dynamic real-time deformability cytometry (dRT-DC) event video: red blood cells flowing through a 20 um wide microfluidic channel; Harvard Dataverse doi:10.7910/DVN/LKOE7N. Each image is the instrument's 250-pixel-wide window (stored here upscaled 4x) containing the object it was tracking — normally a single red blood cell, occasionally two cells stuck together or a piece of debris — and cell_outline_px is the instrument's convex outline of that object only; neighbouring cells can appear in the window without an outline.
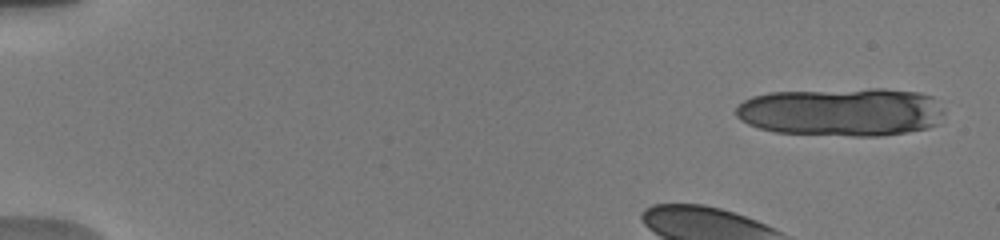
{"species": "human", "species_latin": "Homo sapiens", "temperature_condition": "warm", "stored_images_in_passage": 44, "camera_frame_rate_fps": 3000, "um_per_image_px": 0.085, "donor": {"sex": "male"}, "frame": {"image": 1, "passage_image": 2, "time_ms": 0.333, "image_size_px": [1000, 240], "cell_outline_px": [[944, 112], [936, 124], [928, 128], [880, 136], [852, 136], [776, 132], [760, 128], [748, 124], [740, 120], [736, 116], [736, 108], [744, 100], [752, 96], [768, 92], [868, 88], [884, 88], [920, 92], [932, 96], [944, 108]], "centroid_in_image_um": [71.54, 9.49], "position_along_channel_um": 13.5, "area_um2": 59.25}}
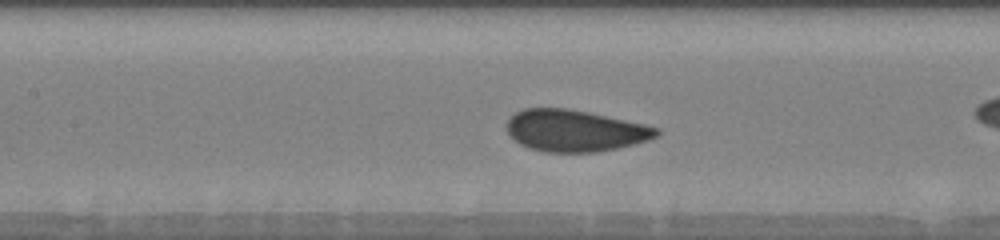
{"frame": {"image": 2, "passage_image": 22, "time_ms": 6.667, "image_size_px": [1000, 240], "cell_outline_px": [[660, 136], [648, 140], [620, 148], [596, 152], [544, 152], [528, 148], [520, 144], [504, 128], [508, 120], [516, 112], [524, 108], [568, 108], [588, 112], [644, 124], [660, 128]], "centroid_in_image_um": [48.88, 11.11], "position_along_channel_um": 158.5, "area_um2": 36.53}}
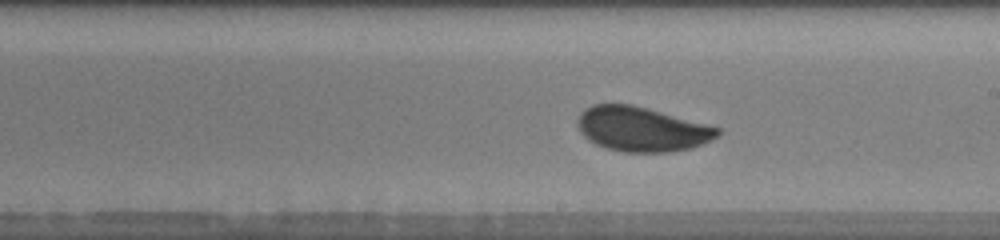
{"frame": {"image": 3, "passage_image": 29, "time_ms": 8.667, "image_size_px": [1000, 240], "cell_outline_px": [[720, 132], [712, 140], [692, 148], [668, 152], [624, 152], [608, 148], [596, 144], [588, 140], [580, 132], [576, 124], [576, 120], [580, 112], [584, 108], [592, 104], [632, 104], [648, 108], [720, 128]], "centroid_in_image_um": [54.5, 10.97], "position_along_channel_um": 234.5, "area_um2": 36.41}, "authors_computed_cell_mechanics": {"area_um2": 36.5874, "velocity_mm_per_s": 3.8028, "shape_relaxation_time_tau1_ms": 3.8005, "shape_relaxation_time_tau2_ms": null, "deformation_change_tau1": 0.103, "deformation_change_tau2": null}}